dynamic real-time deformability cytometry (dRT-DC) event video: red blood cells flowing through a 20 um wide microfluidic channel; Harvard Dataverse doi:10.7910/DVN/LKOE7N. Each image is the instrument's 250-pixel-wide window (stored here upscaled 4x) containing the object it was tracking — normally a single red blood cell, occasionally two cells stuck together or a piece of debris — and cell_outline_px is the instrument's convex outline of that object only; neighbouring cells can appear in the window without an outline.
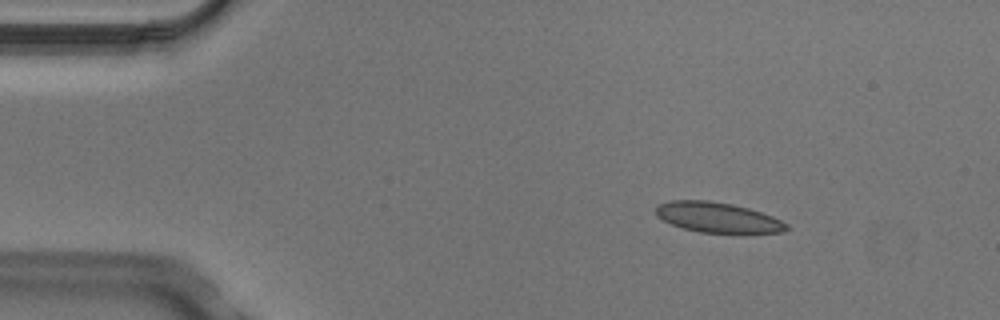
{"species": "Egyptian fruit bat (a non-hibernating species)", "species_latin": "Rousettus aegyptiacus", "temperature_condition": "cold", "stored_images_in_passage": 5, "camera_frame_rate_fps": 3000, "um_per_image_px": 0.085, "animal": {"sex": "male"}, "frame": {"image": 1, "passage_image": 3, "time_ms": 0.667, "image_size_px": [1000, 320], "cell_outline_px": [[788, 228], [784, 232], [736, 236], [700, 232], [684, 228], [672, 224], [656, 216], [656, 204], [672, 200], [708, 200], [732, 204], [748, 208], [772, 216], [788, 224]], "centroid_in_image_um": [61.06, 18.53], "position_along_channel_um": 23.9, "area_um2": 23.87}}